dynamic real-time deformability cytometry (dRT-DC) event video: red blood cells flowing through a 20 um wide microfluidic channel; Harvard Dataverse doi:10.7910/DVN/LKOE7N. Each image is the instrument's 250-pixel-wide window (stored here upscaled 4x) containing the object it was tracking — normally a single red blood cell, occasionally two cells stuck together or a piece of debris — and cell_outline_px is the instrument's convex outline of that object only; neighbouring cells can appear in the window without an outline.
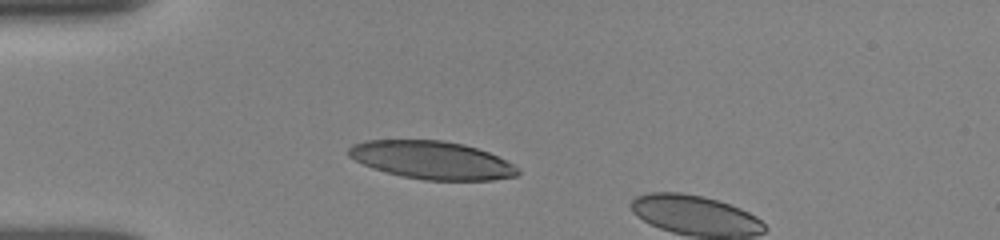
{"species": "human", "species_latin": "Homo sapiens", "temperature_condition": "room temperature", "stored_images_in_passage": 2, "camera_frame_rate_fps": 3000, "um_per_image_px": 0.085, "donor": {"sex": "female"}, "frame": {"image": 1, "passage_image": 1, "time_ms": 0.0, "image_size_px": [1000, 240], "cell_outline_px": [[520, 172], [516, 176], [492, 180], [424, 180], [404, 176], [372, 168], [348, 156], [348, 148], [352, 144], [364, 140], [444, 140], [464, 144], [488, 152], [520, 168]], "centroid_in_image_um": [36.7, 13.6], "position_along_channel_um": 48.3, "area_um2": 37.28}}